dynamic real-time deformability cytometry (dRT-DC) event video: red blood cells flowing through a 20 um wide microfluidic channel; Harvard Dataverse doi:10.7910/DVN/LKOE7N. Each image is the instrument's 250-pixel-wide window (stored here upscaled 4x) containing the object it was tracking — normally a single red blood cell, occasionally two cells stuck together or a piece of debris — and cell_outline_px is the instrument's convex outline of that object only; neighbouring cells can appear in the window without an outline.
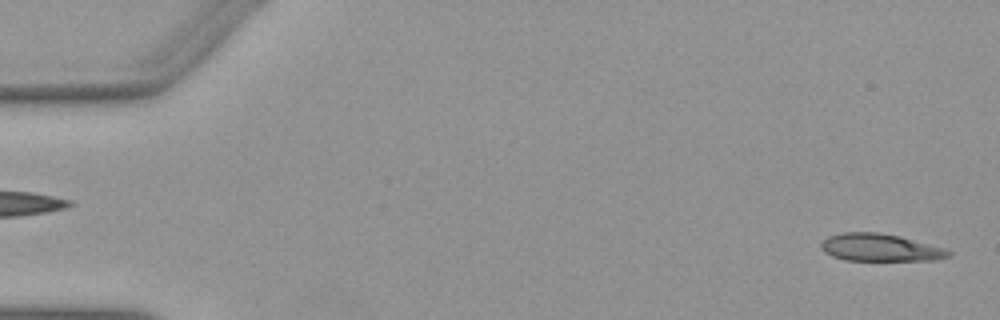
{"species": "Egyptian fruit bat (a non-hibernating species)", "species_latin": "Rousettus aegyptiacus", "temperature_condition": "warm", "stored_images_in_passage": 51, "camera_frame_rate_fps": 3000, "um_per_image_px": 0.085, "animal": {"sex": "female"}, "frame": {"image": 1, "passage_image": 1, "time_ms": 0.0, "image_size_px": [1000, 320], "cell_outline_px": [[952, 256], [936, 260], [844, 260], [832, 256], [824, 252], [820, 248], [820, 244], [828, 236], [840, 232], [880, 232], [900, 236], [944, 248], [952, 252]], "centroid_in_image_um": [74.8, 21.04], "position_along_channel_um": 10.2, "area_um2": 20.52}}
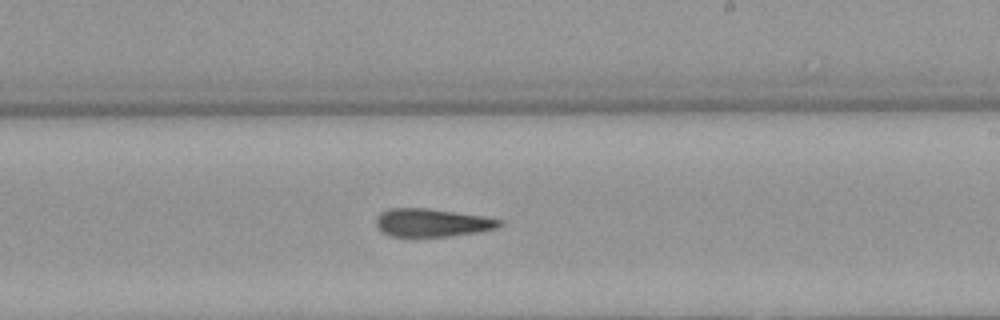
{"frame": {"image": 2, "passage_image": 30, "time_ms": 9.667, "image_size_px": [1000, 320], "cell_outline_px": [[504, 224], [500, 228], [480, 232], [448, 236], [388, 236], [376, 224], [376, 216], [380, 212], [388, 208], [428, 208], [484, 216], [504, 220]], "centroid_in_image_um": [36.79, 18.92], "position_along_channel_um": 252.2, "area_um2": 20.4}}
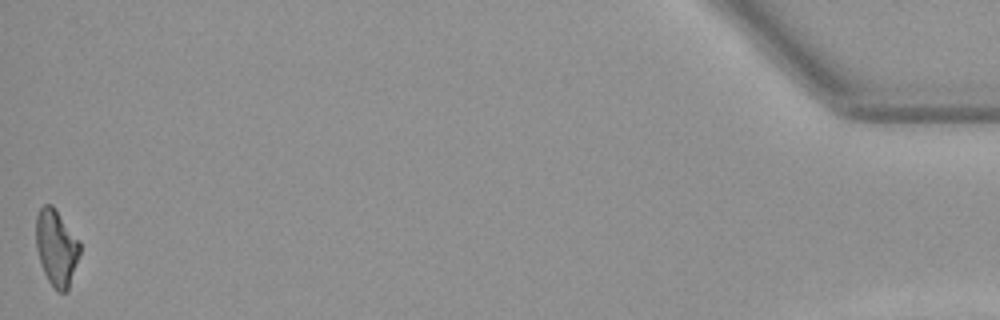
{"frame": {"image": 3, "passage_image": 51, "time_ms": 16.667, "image_size_px": [1000, 320], "cell_outline_px": [[80, 252], [68, 288], [64, 292], [56, 292], [48, 280], [44, 272], [36, 248], [36, 216], [40, 208], [44, 204], [52, 204], [80, 240]], "centroid_in_image_um": [4.79, 21.02], "position_along_channel_um": 430.4, "area_um2": 19.42}, "authors_computed_cell_mechanics": {"area_um2": 20.8658, "velocity_mm_per_s": 3.9228, "shape_relaxation_time_tau1_ms": null, "shape_relaxation_time_tau2_ms": 8.4291, "deformation_change_tau1": null, "deformation_change_tau2": 0.2432}}